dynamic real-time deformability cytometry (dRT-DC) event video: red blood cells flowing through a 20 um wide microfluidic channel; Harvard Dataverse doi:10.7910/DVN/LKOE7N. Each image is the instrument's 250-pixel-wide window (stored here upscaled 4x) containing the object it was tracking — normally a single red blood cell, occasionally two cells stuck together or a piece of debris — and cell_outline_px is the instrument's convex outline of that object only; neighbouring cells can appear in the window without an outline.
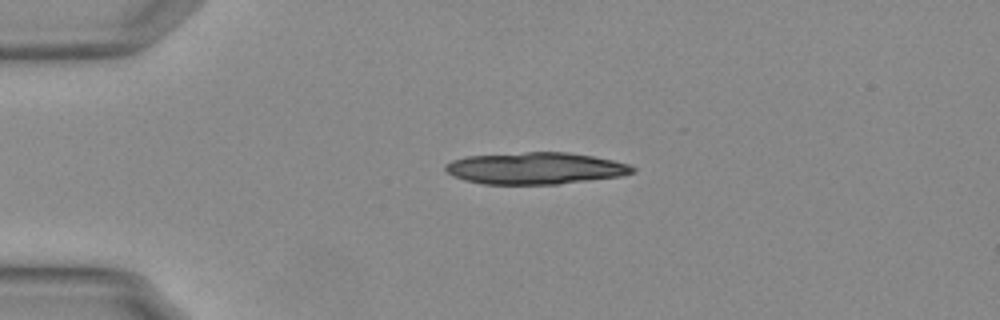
{"species": "Egyptian fruit bat (a non-hibernating species)", "species_latin": "Rousettus aegyptiacus", "temperature_condition": "warm", "stored_images_in_passage": 24, "camera_frame_rate_fps": 3000, "um_per_image_px": 0.085, "animal": {"sex": "female"}, "frame": {"image": 1, "passage_image": 12, "time_ms": 3.667, "image_size_px": [1000, 320], "cell_outline_px": [[636, 172], [620, 176], [556, 184], [484, 184], [464, 180], [452, 176], [444, 168], [444, 164], [452, 160], [464, 156], [524, 152], [568, 152], [592, 156], [632, 164], [636, 168]], "centroid_in_image_um": [45.49, 14.3], "position_along_channel_um": 39.5, "area_um2": 34.85}}